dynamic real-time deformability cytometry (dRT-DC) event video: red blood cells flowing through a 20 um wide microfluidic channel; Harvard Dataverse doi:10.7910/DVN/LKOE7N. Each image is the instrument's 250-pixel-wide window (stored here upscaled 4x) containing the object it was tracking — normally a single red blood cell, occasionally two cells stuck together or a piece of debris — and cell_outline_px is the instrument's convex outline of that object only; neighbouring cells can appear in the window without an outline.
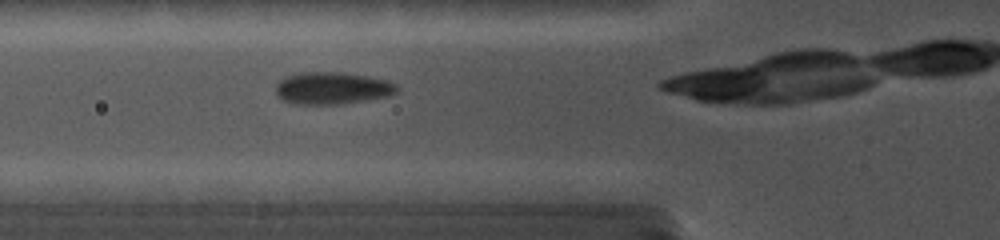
{"species": "common noctule bat (a hibernating species)", "species_latin": "Nyctalus noctula", "temperature_condition": "cold", "stored_images_in_passage": 22, "camera_frame_rate_fps": 5000, "um_per_image_px": 0.085, "animal": {"sex": "female", "body_mass_g": 19.0, "forearm_length_mm": 56.7}, "frame": {"image": 1, "passage_image": 4, "time_ms": 1.4, "image_size_px": [1000, 240], "cell_outline_px": [[400, 88], [396, 92], [388, 96], [368, 100], [340, 104], [292, 104], [280, 100], [276, 96], [276, 84], [284, 76], [300, 72], [340, 72], [368, 76], [388, 80], [396, 84]], "centroid_in_image_um": [28.21, 7.49], "position_along_channel_um": 97.6, "area_um2": 23.12}}